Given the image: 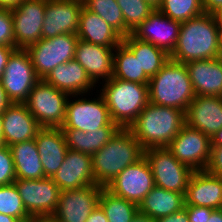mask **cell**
<instances>
[{"label":"cell","mask_w":222,"mask_h":222,"mask_svg":"<svg viewBox=\"0 0 222 222\" xmlns=\"http://www.w3.org/2000/svg\"><path fill=\"white\" fill-rule=\"evenodd\" d=\"M171 60L188 63L220 57L219 26L214 14L204 13L181 22Z\"/></svg>","instance_id":"obj_1"},{"label":"cell","mask_w":222,"mask_h":222,"mask_svg":"<svg viewBox=\"0 0 222 222\" xmlns=\"http://www.w3.org/2000/svg\"><path fill=\"white\" fill-rule=\"evenodd\" d=\"M185 124L184 111L149 102L128 129L146 150L167 147Z\"/></svg>","instance_id":"obj_2"},{"label":"cell","mask_w":222,"mask_h":222,"mask_svg":"<svg viewBox=\"0 0 222 222\" xmlns=\"http://www.w3.org/2000/svg\"><path fill=\"white\" fill-rule=\"evenodd\" d=\"M144 156V149L128 128L116 134L92 155L96 185L106 187L123 169Z\"/></svg>","instance_id":"obj_3"},{"label":"cell","mask_w":222,"mask_h":222,"mask_svg":"<svg viewBox=\"0 0 222 222\" xmlns=\"http://www.w3.org/2000/svg\"><path fill=\"white\" fill-rule=\"evenodd\" d=\"M148 93L150 103L185 113L196 96L186 65L171 59L150 78Z\"/></svg>","instance_id":"obj_4"},{"label":"cell","mask_w":222,"mask_h":222,"mask_svg":"<svg viewBox=\"0 0 222 222\" xmlns=\"http://www.w3.org/2000/svg\"><path fill=\"white\" fill-rule=\"evenodd\" d=\"M101 86L111 119L120 128H129L149 103L148 85L111 77Z\"/></svg>","instance_id":"obj_5"},{"label":"cell","mask_w":222,"mask_h":222,"mask_svg":"<svg viewBox=\"0 0 222 222\" xmlns=\"http://www.w3.org/2000/svg\"><path fill=\"white\" fill-rule=\"evenodd\" d=\"M69 94L40 79L24 102L41 127L61 128Z\"/></svg>","instance_id":"obj_6"},{"label":"cell","mask_w":222,"mask_h":222,"mask_svg":"<svg viewBox=\"0 0 222 222\" xmlns=\"http://www.w3.org/2000/svg\"><path fill=\"white\" fill-rule=\"evenodd\" d=\"M97 91L99 93L96 95L97 98L92 99L91 97V100L86 98L91 94L70 95L66 105L65 121L61 129L92 132L106 125H117L111 119L103 96L99 90Z\"/></svg>","instance_id":"obj_7"},{"label":"cell","mask_w":222,"mask_h":222,"mask_svg":"<svg viewBox=\"0 0 222 222\" xmlns=\"http://www.w3.org/2000/svg\"><path fill=\"white\" fill-rule=\"evenodd\" d=\"M144 156L153 173L155 186L168 191L186 193L188 182L194 172L178 161L167 147L144 150Z\"/></svg>","instance_id":"obj_8"},{"label":"cell","mask_w":222,"mask_h":222,"mask_svg":"<svg viewBox=\"0 0 222 222\" xmlns=\"http://www.w3.org/2000/svg\"><path fill=\"white\" fill-rule=\"evenodd\" d=\"M78 39L76 34H62L49 39L42 38L28 46L25 50L37 77L45 79L57 65L73 60Z\"/></svg>","instance_id":"obj_9"},{"label":"cell","mask_w":222,"mask_h":222,"mask_svg":"<svg viewBox=\"0 0 222 222\" xmlns=\"http://www.w3.org/2000/svg\"><path fill=\"white\" fill-rule=\"evenodd\" d=\"M39 80L28 52L16 49L8 59L0 82L11 103H24Z\"/></svg>","instance_id":"obj_10"},{"label":"cell","mask_w":222,"mask_h":222,"mask_svg":"<svg viewBox=\"0 0 222 222\" xmlns=\"http://www.w3.org/2000/svg\"><path fill=\"white\" fill-rule=\"evenodd\" d=\"M14 184L31 217L54 214L61 190L52 178L16 179Z\"/></svg>","instance_id":"obj_11"},{"label":"cell","mask_w":222,"mask_h":222,"mask_svg":"<svg viewBox=\"0 0 222 222\" xmlns=\"http://www.w3.org/2000/svg\"><path fill=\"white\" fill-rule=\"evenodd\" d=\"M154 186L153 173L143 156L123 169L105 188L116 196L139 205Z\"/></svg>","instance_id":"obj_12"},{"label":"cell","mask_w":222,"mask_h":222,"mask_svg":"<svg viewBox=\"0 0 222 222\" xmlns=\"http://www.w3.org/2000/svg\"><path fill=\"white\" fill-rule=\"evenodd\" d=\"M46 0H22L11 8L15 48L26 49L42 39Z\"/></svg>","instance_id":"obj_13"},{"label":"cell","mask_w":222,"mask_h":222,"mask_svg":"<svg viewBox=\"0 0 222 222\" xmlns=\"http://www.w3.org/2000/svg\"><path fill=\"white\" fill-rule=\"evenodd\" d=\"M167 148L193 171L205 170L210 156L211 138L185 124Z\"/></svg>","instance_id":"obj_14"},{"label":"cell","mask_w":222,"mask_h":222,"mask_svg":"<svg viewBox=\"0 0 222 222\" xmlns=\"http://www.w3.org/2000/svg\"><path fill=\"white\" fill-rule=\"evenodd\" d=\"M102 188L100 185H90L61 191L53 216L59 222H86L99 205Z\"/></svg>","instance_id":"obj_15"},{"label":"cell","mask_w":222,"mask_h":222,"mask_svg":"<svg viewBox=\"0 0 222 222\" xmlns=\"http://www.w3.org/2000/svg\"><path fill=\"white\" fill-rule=\"evenodd\" d=\"M82 7V0H46L42 38L76 34Z\"/></svg>","instance_id":"obj_16"},{"label":"cell","mask_w":222,"mask_h":222,"mask_svg":"<svg viewBox=\"0 0 222 222\" xmlns=\"http://www.w3.org/2000/svg\"><path fill=\"white\" fill-rule=\"evenodd\" d=\"M181 22L172 20L157 9L142 22L132 35L148 43H151L167 54H171L176 45Z\"/></svg>","instance_id":"obj_17"},{"label":"cell","mask_w":222,"mask_h":222,"mask_svg":"<svg viewBox=\"0 0 222 222\" xmlns=\"http://www.w3.org/2000/svg\"><path fill=\"white\" fill-rule=\"evenodd\" d=\"M52 180L61 191L96 185L92 156L68 149L62 165Z\"/></svg>","instance_id":"obj_18"},{"label":"cell","mask_w":222,"mask_h":222,"mask_svg":"<svg viewBox=\"0 0 222 222\" xmlns=\"http://www.w3.org/2000/svg\"><path fill=\"white\" fill-rule=\"evenodd\" d=\"M116 47H104L78 39L74 59L86 70L96 85L109 80L113 74V55Z\"/></svg>","instance_id":"obj_19"},{"label":"cell","mask_w":222,"mask_h":222,"mask_svg":"<svg viewBox=\"0 0 222 222\" xmlns=\"http://www.w3.org/2000/svg\"><path fill=\"white\" fill-rule=\"evenodd\" d=\"M3 144L11 146L36 138L42 128L24 103H11L2 112Z\"/></svg>","instance_id":"obj_20"},{"label":"cell","mask_w":222,"mask_h":222,"mask_svg":"<svg viewBox=\"0 0 222 222\" xmlns=\"http://www.w3.org/2000/svg\"><path fill=\"white\" fill-rule=\"evenodd\" d=\"M185 118L189 127L212 138L222 128V97L195 96Z\"/></svg>","instance_id":"obj_21"},{"label":"cell","mask_w":222,"mask_h":222,"mask_svg":"<svg viewBox=\"0 0 222 222\" xmlns=\"http://www.w3.org/2000/svg\"><path fill=\"white\" fill-rule=\"evenodd\" d=\"M185 205L222 208V177L206 170L194 171L184 195Z\"/></svg>","instance_id":"obj_22"},{"label":"cell","mask_w":222,"mask_h":222,"mask_svg":"<svg viewBox=\"0 0 222 222\" xmlns=\"http://www.w3.org/2000/svg\"><path fill=\"white\" fill-rule=\"evenodd\" d=\"M196 96L222 97V57L185 64Z\"/></svg>","instance_id":"obj_23"},{"label":"cell","mask_w":222,"mask_h":222,"mask_svg":"<svg viewBox=\"0 0 222 222\" xmlns=\"http://www.w3.org/2000/svg\"><path fill=\"white\" fill-rule=\"evenodd\" d=\"M44 80L69 95L89 94L97 86L75 59L57 65Z\"/></svg>","instance_id":"obj_24"},{"label":"cell","mask_w":222,"mask_h":222,"mask_svg":"<svg viewBox=\"0 0 222 222\" xmlns=\"http://www.w3.org/2000/svg\"><path fill=\"white\" fill-rule=\"evenodd\" d=\"M35 141L44 176L52 178L62 165L68 150L64 133L61 128L42 127L37 132Z\"/></svg>","instance_id":"obj_25"},{"label":"cell","mask_w":222,"mask_h":222,"mask_svg":"<svg viewBox=\"0 0 222 222\" xmlns=\"http://www.w3.org/2000/svg\"><path fill=\"white\" fill-rule=\"evenodd\" d=\"M79 39L104 47H116L122 36L99 15L82 7L76 33Z\"/></svg>","instance_id":"obj_26"},{"label":"cell","mask_w":222,"mask_h":222,"mask_svg":"<svg viewBox=\"0 0 222 222\" xmlns=\"http://www.w3.org/2000/svg\"><path fill=\"white\" fill-rule=\"evenodd\" d=\"M184 195L154 186L139 203V212L155 220L168 216L184 208Z\"/></svg>","instance_id":"obj_27"},{"label":"cell","mask_w":222,"mask_h":222,"mask_svg":"<svg viewBox=\"0 0 222 222\" xmlns=\"http://www.w3.org/2000/svg\"><path fill=\"white\" fill-rule=\"evenodd\" d=\"M120 129L118 125H106L92 132L77 129H61L68 149L92 156L99 151Z\"/></svg>","instance_id":"obj_28"},{"label":"cell","mask_w":222,"mask_h":222,"mask_svg":"<svg viewBox=\"0 0 222 222\" xmlns=\"http://www.w3.org/2000/svg\"><path fill=\"white\" fill-rule=\"evenodd\" d=\"M14 161L16 179L45 178L35 139L9 146Z\"/></svg>","instance_id":"obj_29"},{"label":"cell","mask_w":222,"mask_h":222,"mask_svg":"<svg viewBox=\"0 0 222 222\" xmlns=\"http://www.w3.org/2000/svg\"><path fill=\"white\" fill-rule=\"evenodd\" d=\"M122 42L138 57L140 69L149 77H153L170 59L169 54L159 47L141 41L132 34L122 38Z\"/></svg>","instance_id":"obj_30"},{"label":"cell","mask_w":222,"mask_h":222,"mask_svg":"<svg viewBox=\"0 0 222 222\" xmlns=\"http://www.w3.org/2000/svg\"><path fill=\"white\" fill-rule=\"evenodd\" d=\"M112 77L145 85L150 81V78L140 69L138 57H135L123 42L114 50Z\"/></svg>","instance_id":"obj_31"},{"label":"cell","mask_w":222,"mask_h":222,"mask_svg":"<svg viewBox=\"0 0 222 222\" xmlns=\"http://www.w3.org/2000/svg\"><path fill=\"white\" fill-rule=\"evenodd\" d=\"M99 206L104 211L108 222H131L139 212L137 204L116 196L105 187L101 190Z\"/></svg>","instance_id":"obj_32"},{"label":"cell","mask_w":222,"mask_h":222,"mask_svg":"<svg viewBox=\"0 0 222 222\" xmlns=\"http://www.w3.org/2000/svg\"><path fill=\"white\" fill-rule=\"evenodd\" d=\"M83 7L104 19L122 37H125V21L116 0H82Z\"/></svg>","instance_id":"obj_33"},{"label":"cell","mask_w":222,"mask_h":222,"mask_svg":"<svg viewBox=\"0 0 222 222\" xmlns=\"http://www.w3.org/2000/svg\"><path fill=\"white\" fill-rule=\"evenodd\" d=\"M157 10L179 22L188 21L205 13L202 0H162Z\"/></svg>","instance_id":"obj_34"},{"label":"cell","mask_w":222,"mask_h":222,"mask_svg":"<svg viewBox=\"0 0 222 222\" xmlns=\"http://www.w3.org/2000/svg\"><path fill=\"white\" fill-rule=\"evenodd\" d=\"M125 21V37L132 34L156 10L145 0H116Z\"/></svg>","instance_id":"obj_35"},{"label":"cell","mask_w":222,"mask_h":222,"mask_svg":"<svg viewBox=\"0 0 222 222\" xmlns=\"http://www.w3.org/2000/svg\"><path fill=\"white\" fill-rule=\"evenodd\" d=\"M0 214L12 216L20 222H28L31 218L14 183L0 186Z\"/></svg>","instance_id":"obj_36"},{"label":"cell","mask_w":222,"mask_h":222,"mask_svg":"<svg viewBox=\"0 0 222 222\" xmlns=\"http://www.w3.org/2000/svg\"><path fill=\"white\" fill-rule=\"evenodd\" d=\"M16 180L14 161L9 146L0 145V186Z\"/></svg>","instance_id":"obj_37"},{"label":"cell","mask_w":222,"mask_h":222,"mask_svg":"<svg viewBox=\"0 0 222 222\" xmlns=\"http://www.w3.org/2000/svg\"><path fill=\"white\" fill-rule=\"evenodd\" d=\"M0 45L15 48L13 17L9 8H0Z\"/></svg>","instance_id":"obj_38"},{"label":"cell","mask_w":222,"mask_h":222,"mask_svg":"<svg viewBox=\"0 0 222 222\" xmlns=\"http://www.w3.org/2000/svg\"><path fill=\"white\" fill-rule=\"evenodd\" d=\"M205 170L210 174L222 177V146H211Z\"/></svg>","instance_id":"obj_39"},{"label":"cell","mask_w":222,"mask_h":222,"mask_svg":"<svg viewBox=\"0 0 222 222\" xmlns=\"http://www.w3.org/2000/svg\"><path fill=\"white\" fill-rule=\"evenodd\" d=\"M189 222H206L211 213L215 210L210 207H200L195 205H184Z\"/></svg>","instance_id":"obj_40"},{"label":"cell","mask_w":222,"mask_h":222,"mask_svg":"<svg viewBox=\"0 0 222 222\" xmlns=\"http://www.w3.org/2000/svg\"><path fill=\"white\" fill-rule=\"evenodd\" d=\"M156 222H189L187 212L185 208H182L181 210L174 212L173 214H170L165 217H161Z\"/></svg>","instance_id":"obj_41"},{"label":"cell","mask_w":222,"mask_h":222,"mask_svg":"<svg viewBox=\"0 0 222 222\" xmlns=\"http://www.w3.org/2000/svg\"><path fill=\"white\" fill-rule=\"evenodd\" d=\"M16 50L14 47L0 45V79L3 75L5 66L8 62L10 55Z\"/></svg>","instance_id":"obj_42"},{"label":"cell","mask_w":222,"mask_h":222,"mask_svg":"<svg viewBox=\"0 0 222 222\" xmlns=\"http://www.w3.org/2000/svg\"><path fill=\"white\" fill-rule=\"evenodd\" d=\"M202 6L205 13L213 14L222 7V0H202Z\"/></svg>","instance_id":"obj_43"},{"label":"cell","mask_w":222,"mask_h":222,"mask_svg":"<svg viewBox=\"0 0 222 222\" xmlns=\"http://www.w3.org/2000/svg\"><path fill=\"white\" fill-rule=\"evenodd\" d=\"M86 222H108V219L102 208L98 205L96 209L88 216Z\"/></svg>","instance_id":"obj_44"},{"label":"cell","mask_w":222,"mask_h":222,"mask_svg":"<svg viewBox=\"0 0 222 222\" xmlns=\"http://www.w3.org/2000/svg\"><path fill=\"white\" fill-rule=\"evenodd\" d=\"M10 104H11V102L8 99L6 92L4 91V88L0 82V113H2L4 111V109Z\"/></svg>","instance_id":"obj_45"},{"label":"cell","mask_w":222,"mask_h":222,"mask_svg":"<svg viewBox=\"0 0 222 222\" xmlns=\"http://www.w3.org/2000/svg\"><path fill=\"white\" fill-rule=\"evenodd\" d=\"M28 222H59L53 215L34 216Z\"/></svg>","instance_id":"obj_46"},{"label":"cell","mask_w":222,"mask_h":222,"mask_svg":"<svg viewBox=\"0 0 222 222\" xmlns=\"http://www.w3.org/2000/svg\"><path fill=\"white\" fill-rule=\"evenodd\" d=\"M206 222H222V208L215 209L209 219Z\"/></svg>","instance_id":"obj_47"},{"label":"cell","mask_w":222,"mask_h":222,"mask_svg":"<svg viewBox=\"0 0 222 222\" xmlns=\"http://www.w3.org/2000/svg\"><path fill=\"white\" fill-rule=\"evenodd\" d=\"M131 222H156V221L154 218L138 212Z\"/></svg>","instance_id":"obj_48"},{"label":"cell","mask_w":222,"mask_h":222,"mask_svg":"<svg viewBox=\"0 0 222 222\" xmlns=\"http://www.w3.org/2000/svg\"><path fill=\"white\" fill-rule=\"evenodd\" d=\"M22 0H0V8H14Z\"/></svg>","instance_id":"obj_49"},{"label":"cell","mask_w":222,"mask_h":222,"mask_svg":"<svg viewBox=\"0 0 222 222\" xmlns=\"http://www.w3.org/2000/svg\"><path fill=\"white\" fill-rule=\"evenodd\" d=\"M211 146H222V128L211 138Z\"/></svg>","instance_id":"obj_50"},{"label":"cell","mask_w":222,"mask_h":222,"mask_svg":"<svg viewBox=\"0 0 222 222\" xmlns=\"http://www.w3.org/2000/svg\"><path fill=\"white\" fill-rule=\"evenodd\" d=\"M219 27H222V7L213 13Z\"/></svg>","instance_id":"obj_51"},{"label":"cell","mask_w":222,"mask_h":222,"mask_svg":"<svg viewBox=\"0 0 222 222\" xmlns=\"http://www.w3.org/2000/svg\"><path fill=\"white\" fill-rule=\"evenodd\" d=\"M0 222H20V221H18L16 218L12 216L0 214Z\"/></svg>","instance_id":"obj_52"},{"label":"cell","mask_w":222,"mask_h":222,"mask_svg":"<svg viewBox=\"0 0 222 222\" xmlns=\"http://www.w3.org/2000/svg\"><path fill=\"white\" fill-rule=\"evenodd\" d=\"M147 3H149L152 7L155 9H158L162 0H145Z\"/></svg>","instance_id":"obj_53"},{"label":"cell","mask_w":222,"mask_h":222,"mask_svg":"<svg viewBox=\"0 0 222 222\" xmlns=\"http://www.w3.org/2000/svg\"><path fill=\"white\" fill-rule=\"evenodd\" d=\"M0 145H3V117L0 113Z\"/></svg>","instance_id":"obj_54"},{"label":"cell","mask_w":222,"mask_h":222,"mask_svg":"<svg viewBox=\"0 0 222 222\" xmlns=\"http://www.w3.org/2000/svg\"><path fill=\"white\" fill-rule=\"evenodd\" d=\"M220 57H222V27H219Z\"/></svg>","instance_id":"obj_55"}]
</instances>
